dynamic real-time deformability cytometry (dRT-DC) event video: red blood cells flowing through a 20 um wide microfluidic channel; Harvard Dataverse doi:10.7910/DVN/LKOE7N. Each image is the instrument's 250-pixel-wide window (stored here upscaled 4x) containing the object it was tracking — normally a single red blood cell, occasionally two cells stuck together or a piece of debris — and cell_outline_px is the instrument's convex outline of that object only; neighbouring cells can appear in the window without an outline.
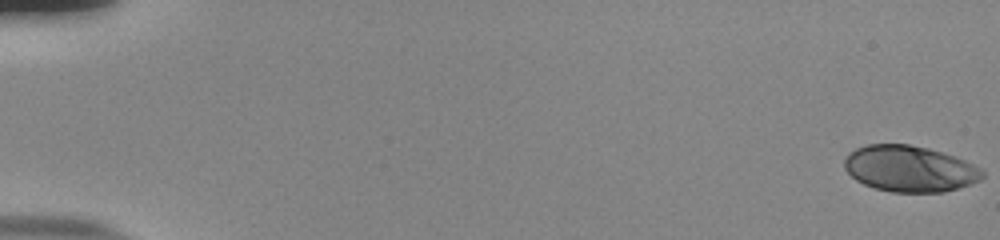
{"species": "human", "species_latin": "Homo sapiens", "temperature_condition": "room temperature", "stored_images_in_passage": 55, "camera_frame_rate_fps": 3000, "um_per_image_px": 0.085, "donor": {"sex": "male"}, "frame": {"image": 1, "passage_image": 1, "time_ms": 0.0, "image_size_px": [1000, 240], "cell_outline_px": [[984, 176], [980, 180], [944, 192], [892, 192], [876, 188], [864, 184], [856, 180], [844, 168], [844, 160], [856, 148], [868, 144], [908, 144], [928, 148], [964, 160], [972, 164], [984, 172]], "centroid_in_image_um": [77.3, 14.34], "position_along_channel_um": 7.7, "area_um2": 36.65}}
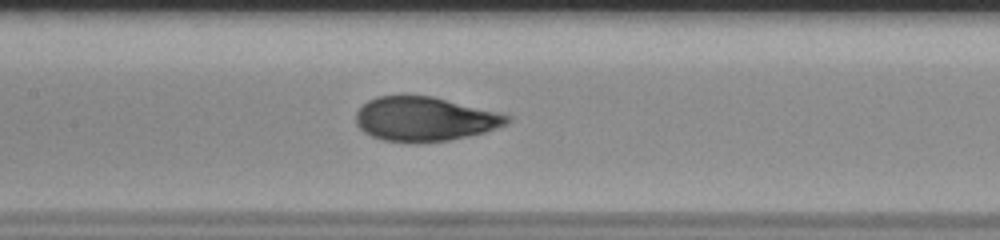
{"frame": {"image": 2, "passage_image": 28, "time_ms": 9.0, "image_size_px": [1000, 240], "cell_outline_px": [[512, 120], [508, 124], [484, 132], [468, 136], [448, 140], [416, 144], [384, 140], [372, 136], [364, 132], [356, 124], [356, 112], [368, 100], [376, 96], [432, 96], [500, 112], [512, 116]], "centroid_in_image_um": [36.13, 10.13], "position_along_channel_um": 171.3, "area_um2": 39.25}}
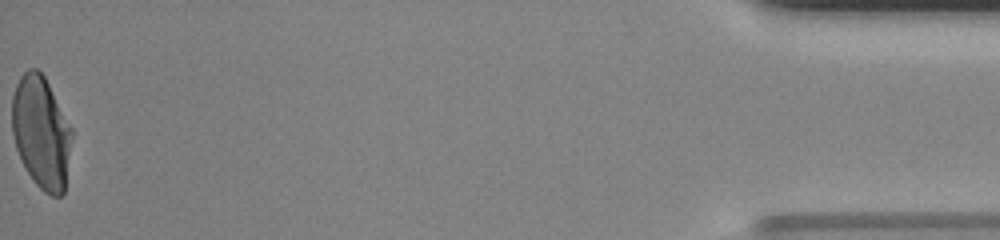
{"frame": {"image": 3, "passage_image": 55, "time_ms": 18.0, "image_size_px": [1000, 240], "cell_outline_px": [[72, 136], [64, 192], [60, 196], [52, 196], [44, 192], [32, 180], [16, 148], [12, 132], [12, 96], [16, 84], [20, 76], [28, 68], [36, 68], [44, 76], [72, 128]], "centroid_in_image_um": [3.5, 11.24], "position_along_channel_um": 431.7, "area_um2": 38.96}, "authors_computed_cell_mechanics": {"area_um2": 38.7838, "velocity_mm_per_s": 3.8635, "shape_relaxation_time_tau1_ms": 4.175, "shape_relaxation_time_tau2_ms": null, "deformation_change_tau1": 0.2214, "deformation_change_tau2": null}}